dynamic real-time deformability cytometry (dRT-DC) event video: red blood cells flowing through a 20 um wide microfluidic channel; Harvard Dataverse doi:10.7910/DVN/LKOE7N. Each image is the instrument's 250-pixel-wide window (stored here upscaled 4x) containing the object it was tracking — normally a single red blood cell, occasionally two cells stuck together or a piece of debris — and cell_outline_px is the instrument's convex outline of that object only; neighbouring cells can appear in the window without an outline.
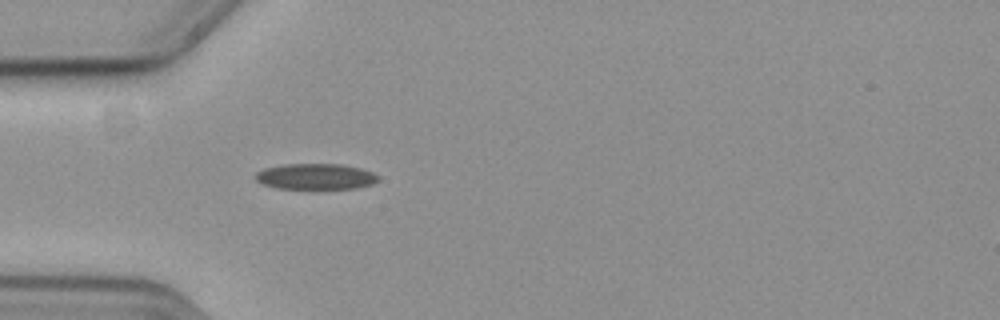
{"species": "common noctule bat (a hibernating species)", "species_latin": "Nyctalus noctula", "temperature_condition": "cold", "stored_images_in_passage": 8, "camera_frame_rate_fps": 3000, "um_per_image_px": 0.085, "animal": {"sex": "female", "body_mass_g": 19.3, "forearm_length_mm": 54.1}, "frame": {"image": 1, "passage_image": 1, "time_ms": 0.0, "image_size_px": [1000, 320], "cell_outline_px": [[380, 180], [372, 184], [356, 188], [276, 188], [264, 184], [256, 180], [256, 172], [264, 168], [284, 164], [344, 164], [360, 168], [372, 172], [380, 176]], "centroid_in_image_um": [26.86, 14.99], "position_along_channel_um": 58.1, "area_um2": 18.44}}
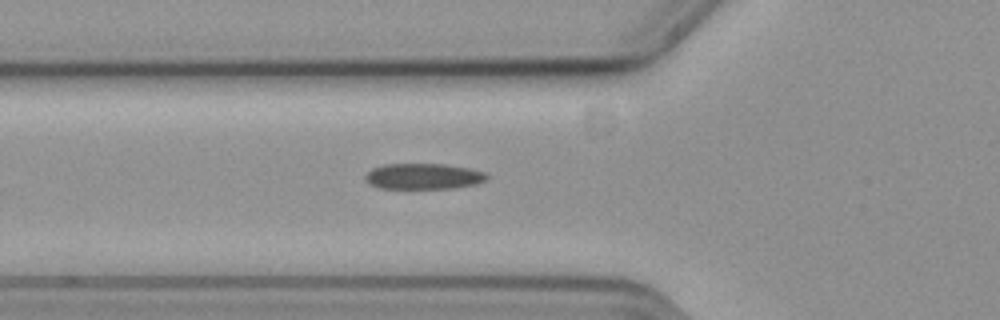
{"frame": {"image": 2, "passage_image": 4, "time_ms": 1.0, "image_size_px": [1000, 320], "cell_outline_px": [[488, 176], [484, 180], [476, 184], [456, 188], [380, 188], [364, 180], [364, 176], [372, 168], [384, 164], [444, 164], [468, 168], [484, 172]], "centroid_in_image_um": [35.97, 14.98], "position_along_channel_um": 89.8, "area_um2": 18.15}}
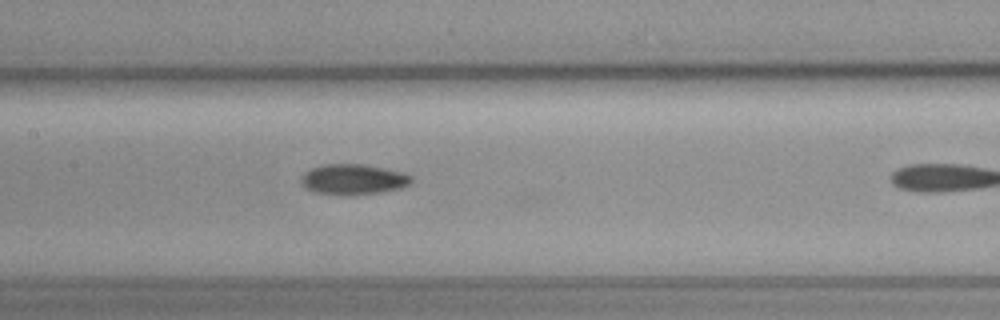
{"frame": {"image": 3, "passage_image": 7, "time_ms": 2.0, "image_size_px": [1000, 320], "cell_outline_px": [[412, 180], [408, 184], [400, 188], [380, 192], [352, 196], [340, 196], [312, 192], [304, 188], [300, 184], [300, 176], [304, 172], [312, 168], [324, 164], [364, 164], [404, 172], [412, 176]], "centroid_in_image_um": [29.96, 15.26], "position_along_channel_um": 177.4, "area_um2": 20.06}}